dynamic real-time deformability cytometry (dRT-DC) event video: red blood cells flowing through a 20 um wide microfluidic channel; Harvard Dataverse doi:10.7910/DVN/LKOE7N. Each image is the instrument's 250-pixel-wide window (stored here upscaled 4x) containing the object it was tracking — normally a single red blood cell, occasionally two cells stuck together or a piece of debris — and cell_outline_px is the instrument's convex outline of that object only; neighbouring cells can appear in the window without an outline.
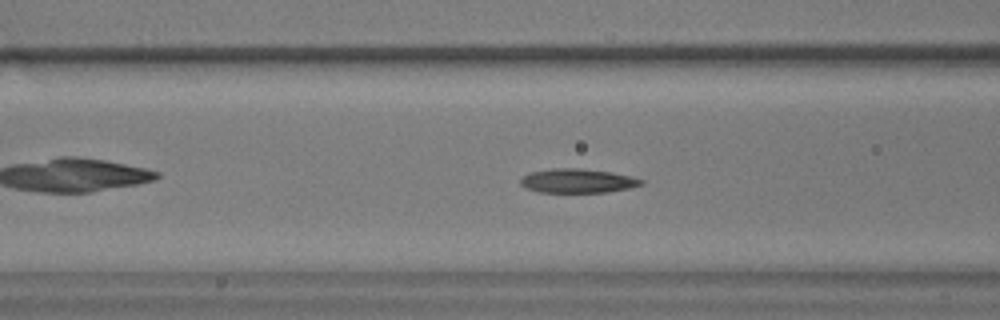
{"species": "common noctule bat (a hibernating species)", "species_latin": "Nyctalus noctula", "temperature_condition": "warm", "stored_images_in_passage": 50, "camera_frame_rate_fps": 3000, "um_per_image_px": 0.085, "animal": {"sex": "male", "body_mass_g": 17.9}, "frame": {"image": 1, "passage_image": 15, "time_ms": 4.667, "image_size_px": [1000, 320], "cell_outline_px": [[644, 184], [628, 188], [608, 192], [540, 192], [524, 188], [520, 184], [520, 180], [524, 176], [532, 172], [552, 168], [576, 168], [612, 172], [644, 180]], "centroid_in_image_um": [49.08, 15.37], "position_along_channel_um": 117.5, "area_um2": 16.82}, "authors_computed_cell_mechanics": {"area_um2": 17.1088, "velocity_mm_per_s": 3.5758, "shape_relaxation_time_tau1_ms": 4.3429, "shape_relaxation_time_tau2_ms": 2.3341, "deformation_change_tau1": 0.1459, "deformation_change_tau2": 0.0826}}